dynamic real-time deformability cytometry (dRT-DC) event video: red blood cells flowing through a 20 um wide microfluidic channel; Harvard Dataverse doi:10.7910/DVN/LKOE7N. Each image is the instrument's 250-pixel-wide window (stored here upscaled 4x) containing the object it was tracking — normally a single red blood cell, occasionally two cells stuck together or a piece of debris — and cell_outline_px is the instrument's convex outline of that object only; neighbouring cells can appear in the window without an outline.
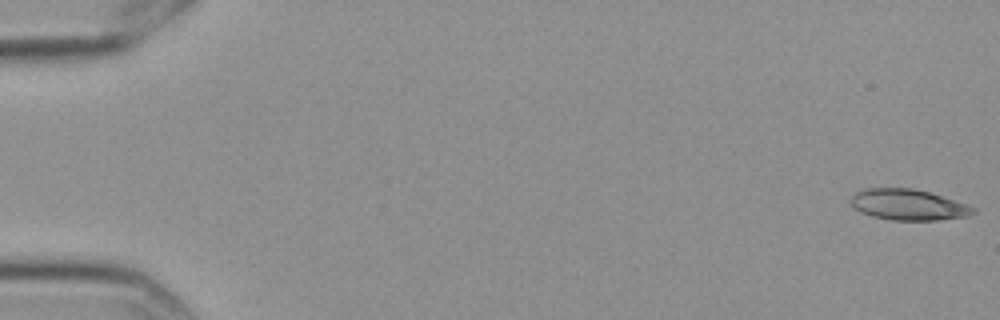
{"species": "Egyptian fruit bat (a non-hibernating species)", "species_latin": "Rousettus aegyptiacus", "temperature_condition": "cold", "stored_images_in_passage": 6, "camera_frame_rate_fps": 3000, "um_per_image_px": 0.085, "frame": {"image": 1, "passage_image": 1, "time_ms": 0.0, "image_size_px": [1000, 320], "cell_outline_px": [[976, 212], [968, 216], [936, 220], [892, 220], [872, 216], [860, 212], [852, 208], [848, 200], [856, 192], [864, 188], [912, 188], [928, 192], [976, 208]], "centroid_in_image_um": [77.12, 17.4], "position_along_channel_um": 7.9, "area_um2": 21.96}}
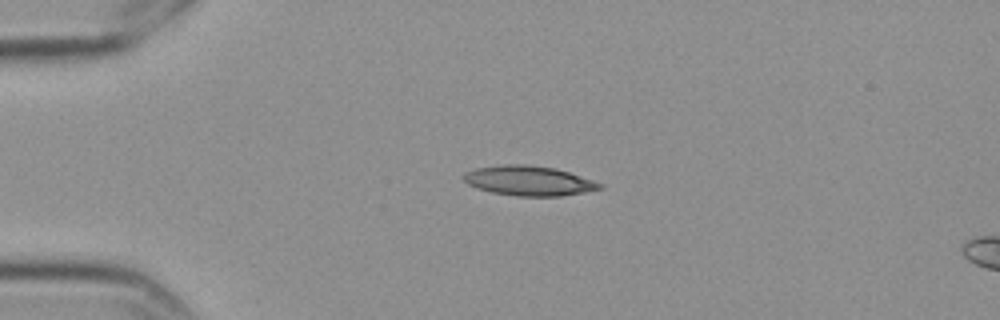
{"frame": {"image": 2, "passage_image": 4, "time_ms": 1.0, "image_size_px": [1000, 320], "cell_outline_px": [[604, 188], [584, 192], [560, 196], [516, 196], [492, 192], [468, 184], [464, 180], [464, 172], [476, 168], [500, 164], [528, 164], [556, 168], [604, 184]], "centroid_in_image_um": [44.96, 15.35], "position_along_channel_um": 40.0, "area_um2": 23.58}}